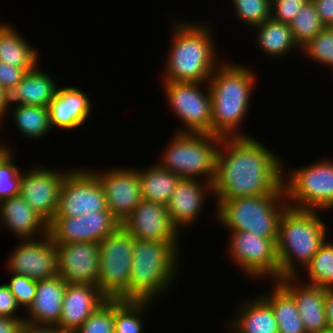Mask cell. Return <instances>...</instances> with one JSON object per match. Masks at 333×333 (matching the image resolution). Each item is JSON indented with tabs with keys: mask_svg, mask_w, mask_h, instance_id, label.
Masks as SVG:
<instances>
[{
	"mask_svg": "<svg viewBox=\"0 0 333 333\" xmlns=\"http://www.w3.org/2000/svg\"><path fill=\"white\" fill-rule=\"evenodd\" d=\"M97 286L108 300H129L135 238L121 225L100 243Z\"/></svg>",
	"mask_w": 333,
	"mask_h": 333,
	"instance_id": "9",
	"label": "cell"
},
{
	"mask_svg": "<svg viewBox=\"0 0 333 333\" xmlns=\"http://www.w3.org/2000/svg\"><path fill=\"white\" fill-rule=\"evenodd\" d=\"M248 300L239 305L241 307L227 323L230 333H278L270 303L261 294Z\"/></svg>",
	"mask_w": 333,
	"mask_h": 333,
	"instance_id": "24",
	"label": "cell"
},
{
	"mask_svg": "<svg viewBox=\"0 0 333 333\" xmlns=\"http://www.w3.org/2000/svg\"><path fill=\"white\" fill-rule=\"evenodd\" d=\"M319 213L320 211L287 207L280 216L276 242L279 279L300 276L302 270L311 262L312 257L325 242L326 235L331 230L328 229Z\"/></svg>",
	"mask_w": 333,
	"mask_h": 333,
	"instance_id": "5",
	"label": "cell"
},
{
	"mask_svg": "<svg viewBox=\"0 0 333 333\" xmlns=\"http://www.w3.org/2000/svg\"><path fill=\"white\" fill-rule=\"evenodd\" d=\"M154 302L150 300H114V333H143L145 312L146 310L149 312L151 305L155 304Z\"/></svg>",
	"mask_w": 333,
	"mask_h": 333,
	"instance_id": "31",
	"label": "cell"
},
{
	"mask_svg": "<svg viewBox=\"0 0 333 333\" xmlns=\"http://www.w3.org/2000/svg\"><path fill=\"white\" fill-rule=\"evenodd\" d=\"M90 170L99 180L109 211L121 223L142 201L137 168L115 167Z\"/></svg>",
	"mask_w": 333,
	"mask_h": 333,
	"instance_id": "15",
	"label": "cell"
},
{
	"mask_svg": "<svg viewBox=\"0 0 333 333\" xmlns=\"http://www.w3.org/2000/svg\"><path fill=\"white\" fill-rule=\"evenodd\" d=\"M303 272H306L304 275L309 278L303 282L333 288V241L325 240Z\"/></svg>",
	"mask_w": 333,
	"mask_h": 333,
	"instance_id": "33",
	"label": "cell"
},
{
	"mask_svg": "<svg viewBox=\"0 0 333 333\" xmlns=\"http://www.w3.org/2000/svg\"><path fill=\"white\" fill-rule=\"evenodd\" d=\"M12 108V109H11ZM11 110V111H10ZM13 115L17 130L25 139H42L51 131L48 107L11 104L7 115Z\"/></svg>",
	"mask_w": 333,
	"mask_h": 333,
	"instance_id": "30",
	"label": "cell"
},
{
	"mask_svg": "<svg viewBox=\"0 0 333 333\" xmlns=\"http://www.w3.org/2000/svg\"><path fill=\"white\" fill-rule=\"evenodd\" d=\"M301 279L299 276H288L280 278L278 282L293 296L306 333H317L328 328L326 288L305 283Z\"/></svg>",
	"mask_w": 333,
	"mask_h": 333,
	"instance_id": "19",
	"label": "cell"
},
{
	"mask_svg": "<svg viewBox=\"0 0 333 333\" xmlns=\"http://www.w3.org/2000/svg\"><path fill=\"white\" fill-rule=\"evenodd\" d=\"M248 66L223 60L208 80L212 99V134L249 137L241 124L249 111L257 75ZM240 130V131H239Z\"/></svg>",
	"mask_w": 333,
	"mask_h": 333,
	"instance_id": "3",
	"label": "cell"
},
{
	"mask_svg": "<svg viewBox=\"0 0 333 333\" xmlns=\"http://www.w3.org/2000/svg\"><path fill=\"white\" fill-rule=\"evenodd\" d=\"M255 139H222L212 183L213 201L272 194L283 185V160Z\"/></svg>",
	"mask_w": 333,
	"mask_h": 333,
	"instance_id": "1",
	"label": "cell"
},
{
	"mask_svg": "<svg viewBox=\"0 0 333 333\" xmlns=\"http://www.w3.org/2000/svg\"><path fill=\"white\" fill-rule=\"evenodd\" d=\"M309 0H271L270 17L276 21L290 24L299 10Z\"/></svg>",
	"mask_w": 333,
	"mask_h": 333,
	"instance_id": "41",
	"label": "cell"
},
{
	"mask_svg": "<svg viewBox=\"0 0 333 333\" xmlns=\"http://www.w3.org/2000/svg\"><path fill=\"white\" fill-rule=\"evenodd\" d=\"M181 248L180 241L135 239L129 300L156 301L165 296L163 294L178 280Z\"/></svg>",
	"mask_w": 333,
	"mask_h": 333,
	"instance_id": "4",
	"label": "cell"
},
{
	"mask_svg": "<svg viewBox=\"0 0 333 333\" xmlns=\"http://www.w3.org/2000/svg\"><path fill=\"white\" fill-rule=\"evenodd\" d=\"M214 203V217L224 228L250 232L260 238H278L279 219L288 207L283 185L272 194Z\"/></svg>",
	"mask_w": 333,
	"mask_h": 333,
	"instance_id": "6",
	"label": "cell"
},
{
	"mask_svg": "<svg viewBox=\"0 0 333 333\" xmlns=\"http://www.w3.org/2000/svg\"><path fill=\"white\" fill-rule=\"evenodd\" d=\"M174 133L156 164L181 178L213 183L223 137L206 133Z\"/></svg>",
	"mask_w": 333,
	"mask_h": 333,
	"instance_id": "7",
	"label": "cell"
},
{
	"mask_svg": "<svg viewBox=\"0 0 333 333\" xmlns=\"http://www.w3.org/2000/svg\"><path fill=\"white\" fill-rule=\"evenodd\" d=\"M10 231L18 240L43 238L48 234V223L20 196L0 202V228Z\"/></svg>",
	"mask_w": 333,
	"mask_h": 333,
	"instance_id": "22",
	"label": "cell"
},
{
	"mask_svg": "<svg viewBox=\"0 0 333 333\" xmlns=\"http://www.w3.org/2000/svg\"><path fill=\"white\" fill-rule=\"evenodd\" d=\"M20 306L14 298L8 285H0V317L8 319H24L21 315L16 314Z\"/></svg>",
	"mask_w": 333,
	"mask_h": 333,
	"instance_id": "42",
	"label": "cell"
},
{
	"mask_svg": "<svg viewBox=\"0 0 333 333\" xmlns=\"http://www.w3.org/2000/svg\"><path fill=\"white\" fill-rule=\"evenodd\" d=\"M114 300H107L74 333H114Z\"/></svg>",
	"mask_w": 333,
	"mask_h": 333,
	"instance_id": "38",
	"label": "cell"
},
{
	"mask_svg": "<svg viewBox=\"0 0 333 333\" xmlns=\"http://www.w3.org/2000/svg\"><path fill=\"white\" fill-rule=\"evenodd\" d=\"M294 41L302 48L307 42L317 36L325 26L320 20L316 7L309 0L289 24Z\"/></svg>",
	"mask_w": 333,
	"mask_h": 333,
	"instance_id": "34",
	"label": "cell"
},
{
	"mask_svg": "<svg viewBox=\"0 0 333 333\" xmlns=\"http://www.w3.org/2000/svg\"><path fill=\"white\" fill-rule=\"evenodd\" d=\"M141 182L142 200L166 205L179 181L178 175L162 169L156 163L143 169L137 168Z\"/></svg>",
	"mask_w": 333,
	"mask_h": 333,
	"instance_id": "29",
	"label": "cell"
},
{
	"mask_svg": "<svg viewBox=\"0 0 333 333\" xmlns=\"http://www.w3.org/2000/svg\"><path fill=\"white\" fill-rule=\"evenodd\" d=\"M317 333H333V328H326V329H323L322 331H319Z\"/></svg>",
	"mask_w": 333,
	"mask_h": 333,
	"instance_id": "50",
	"label": "cell"
},
{
	"mask_svg": "<svg viewBox=\"0 0 333 333\" xmlns=\"http://www.w3.org/2000/svg\"><path fill=\"white\" fill-rule=\"evenodd\" d=\"M27 71L0 61V85L10 93L22 80Z\"/></svg>",
	"mask_w": 333,
	"mask_h": 333,
	"instance_id": "43",
	"label": "cell"
},
{
	"mask_svg": "<svg viewBox=\"0 0 333 333\" xmlns=\"http://www.w3.org/2000/svg\"><path fill=\"white\" fill-rule=\"evenodd\" d=\"M325 27H333V0H312Z\"/></svg>",
	"mask_w": 333,
	"mask_h": 333,
	"instance_id": "44",
	"label": "cell"
},
{
	"mask_svg": "<svg viewBox=\"0 0 333 333\" xmlns=\"http://www.w3.org/2000/svg\"><path fill=\"white\" fill-rule=\"evenodd\" d=\"M62 183L55 216H82L109 210L102 186L90 169L72 168Z\"/></svg>",
	"mask_w": 333,
	"mask_h": 333,
	"instance_id": "12",
	"label": "cell"
},
{
	"mask_svg": "<svg viewBox=\"0 0 333 333\" xmlns=\"http://www.w3.org/2000/svg\"><path fill=\"white\" fill-rule=\"evenodd\" d=\"M10 23L0 22V61L12 66L33 70L40 63V52Z\"/></svg>",
	"mask_w": 333,
	"mask_h": 333,
	"instance_id": "26",
	"label": "cell"
},
{
	"mask_svg": "<svg viewBox=\"0 0 333 333\" xmlns=\"http://www.w3.org/2000/svg\"><path fill=\"white\" fill-rule=\"evenodd\" d=\"M23 319L0 317V333H21Z\"/></svg>",
	"mask_w": 333,
	"mask_h": 333,
	"instance_id": "46",
	"label": "cell"
},
{
	"mask_svg": "<svg viewBox=\"0 0 333 333\" xmlns=\"http://www.w3.org/2000/svg\"><path fill=\"white\" fill-rule=\"evenodd\" d=\"M121 226L141 241H181L183 237L172 224L166 205L147 200H142Z\"/></svg>",
	"mask_w": 333,
	"mask_h": 333,
	"instance_id": "16",
	"label": "cell"
},
{
	"mask_svg": "<svg viewBox=\"0 0 333 333\" xmlns=\"http://www.w3.org/2000/svg\"><path fill=\"white\" fill-rule=\"evenodd\" d=\"M10 282L6 283L20 308L26 311L33 303L36 294L37 281L24 275L10 273Z\"/></svg>",
	"mask_w": 333,
	"mask_h": 333,
	"instance_id": "40",
	"label": "cell"
},
{
	"mask_svg": "<svg viewBox=\"0 0 333 333\" xmlns=\"http://www.w3.org/2000/svg\"><path fill=\"white\" fill-rule=\"evenodd\" d=\"M90 242H101L111 235L121 223L109 210L90 212L88 214Z\"/></svg>",
	"mask_w": 333,
	"mask_h": 333,
	"instance_id": "39",
	"label": "cell"
},
{
	"mask_svg": "<svg viewBox=\"0 0 333 333\" xmlns=\"http://www.w3.org/2000/svg\"><path fill=\"white\" fill-rule=\"evenodd\" d=\"M231 5L235 18L249 29L270 18V0H231Z\"/></svg>",
	"mask_w": 333,
	"mask_h": 333,
	"instance_id": "37",
	"label": "cell"
},
{
	"mask_svg": "<svg viewBox=\"0 0 333 333\" xmlns=\"http://www.w3.org/2000/svg\"><path fill=\"white\" fill-rule=\"evenodd\" d=\"M107 300L98 286L68 283L62 314L57 326L66 333L76 332L83 322Z\"/></svg>",
	"mask_w": 333,
	"mask_h": 333,
	"instance_id": "21",
	"label": "cell"
},
{
	"mask_svg": "<svg viewBox=\"0 0 333 333\" xmlns=\"http://www.w3.org/2000/svg\"><path fill=\"white\" fill-rule=\"evenodd\" d=\"M273 283L272 290L261 295L271 305L278 333H306L293 296L278 281Z\"/></svg>",
	"mask_w": 333,
	"mask_h": 333,
	"instance_id": "28",
	"label": "cell"
},
{
	"mask_svg": "<svg viewBox=\"0 0 333 333\" xmlns=\"http://www.w3.org/2000/svg\"><path fill=\"white\" fill-rule=\"evenodd\" d=\"M21 333H66L57 325H36L33 323L23 322Z\"/></svg>",
	"mask_w": 333,
	"mask_h": 333,
	"instance_id": "45",
	"label": "cell"
},
{
	"mask_svg": "<svg viewBox=\"0 0 333 333\" xmlns=\"http://www.w3.org/2000/svg\"><path fill=\"white\" fill-rule=\"evenodd\" d=\"M15 153L14 150L7 149L0 156V202L20 193L23 170L15 162Z\"/></svg>",
	"mask_w": 333,
	"mask_h": 333,
	"instance_id": "35",
	"label": "cell"
},
{
	"mask_svg": "<svg viewBox=\"0 0 333 333\" xmlns=\"http://www.w3.org/2000/svg\"><path fill=\"white\" fill-rule=\"evenodd\" d=\"M253 29L255 34L254 43L258 45L262 54L268 57L285 58V55L293 50L301 51V48L294 41L292 30L289 24L282 23L272 19L265 20L262 24L256 25ZM293 49V50H292ZM291 51V52H290Z\"/></svg>",
	"mask_w": 333,
	"mask_h": 333,
	"instance_id": "27",
	"label": "cell"
},
{
	"mask_svg": "<svg viewBox=\"0 0 333 333\" xmlns=\"http://www.w3.org/2000/svg\"><path fill=\"white\" fill-rule=\"evenodd\" d=\"M48 234L55 243L90 242L88 214L55 216L48 224Z\"/></svg>",
	"mask_w": 333,
	"mask_h": 333,
	"instance_id": "32",
	"label": "cell"
},
{
	"mask_svg": "<svg viewBox=\"0 0 333 333\" xmlns=\"http://www.w3.org/2000/svg\"><path fill=\"white\" fill-rule=\"evenodd\" d=\"M92 108L90 97L79 87L60 86L48 105L50 127L66 131L82 127L92 115Z\"/></svg>",
	"mask_w": 333,
	"mask_h": 333,
	"instance_id": "20",
	"label": "cell"
},
{
	"mask_svg": "<svg viewBox=\"0 0 333 333\" xmlns=\"http://www.w3.org/2000/svg\"><path fill=\"white\" fill-rule=\"evenodd\" d=\"M301 53L308 59L323 64L333 72V27H325L317 36L307 42Z\"/></svg>",
	"mask_w": 333,
	"mask_h": 333,
	"instance_id": "36",
	"label": "cell"
},
{
	"mask_svg": "<svg viewBox=\"0 0 333 333\" xmlns=\"http://www.w3.org/2000/svg\"><path fill=\"white\" fill-rule=\"evenodd\" d=\"M314 162L287 171L288 174L283 167L288 207L323 212L333 209V160L324 157Z\"/></svg>",
	"mask_w": 333,
	"mask_h": 333,
	"instance_id": "8",
	"label": "cell"
},
{
	"mask_svg": "<svg viewBox=\"0 0 333 333\" xmlns=\"http://www.w3.org/2000/svg\"><path fill=\"white\" fill-rule=\"evenodd\" d=\"M325 314L329 328H333V288H326Z\"/></svg>",
	"mask_w": 333,
	"mask_h": 333,
	"instance_id": "48",
	"label": "cell"
},
{
	"mask_svg": "<svg viewBox=\"0 0 333 333\" xmlns=\"http://www.w3.org/2000/svg\"><path fill=\"white\" fill-rule=\"evenodd\" d=\"M229 258L249 278L279 280L277 238H260L244 231H229Z\"/></svg>",
	"mask_w": 333,
	"mask_h": 333,
	"instance_id": "11",
	"label": "cell"
},
{
	"mask_svg": "<svg viewBox=\"0 0 333 333\" xmlns=\"http://www.w3.org/2000/svg\"><path fill=\"white\" fill-rule=\"evenodd\" d=\"M208 195L214 199L211 182L189 178H182L179 181L166 208L172 224L181 234L182 230L191 227L195 220H198Z\"/></svg>",
	"mask_w": 333,
	"mask_h": 333,
	"instance_id": "18",
	"label": "cell"
},
{
	"mask_svg": "<svg viewBox=\"0 0 333 333\" xmlns=\"http://www.w3.org/2000/svg\"><path fill=\"white\" fill-rule=\"evenodd\" d=\"M162 82L169 108L183 123L175 132L212 134V99L208 83Z\"/></svg>",
	"mask_w": 333,
	"mask_h": 333,
	"instance_id": "10",
	"label": "cell"
},
{
	"mask_svg": "<svg viewBox=\"0 0 333 333\" xmlns=\"http://www.w3.org/2000/svg\"><path fill=\"white\" fill-rule=\"evenodd\" d=\"M19 242L6 259L8 273L24 275L36 281L58 275V251L49 234Z\"/></svg>",
	"mask_w": 333,
	"mask_h": 333,
	"instance_id": "13",
	"label": "cell"
},
{
	"mask_svg": "<svg viewBox=\"0 0 333 333\" xmlns=\"http://www.w3.org/2000/svg\"><path fill=\"white\" fill-rule=\"evenodd\" d=\"M10 95L9 92L6 91L1 85H0V129H3L2 121L4 117H7L8 109L10 108Z\"/></svg>",
	"mask_w": 333,
	"mask_h": 333,
	"instance_id": "47",
	"label": "cell"
},
{
	"mask_svg": "<svg viewBox=\"0 0 333 333\" xmlns=\"http://www.w3.org/2000/svg\"><path fill=\"white\" fill-rule=\"evenodd\" d=\"M69 172L65 169L52 170L39 164L22 172L19 195L48 224L55 217L61 186Z\"/></svg>",
	"mask_w": 333,
	"mask_h": 333,
	"instance_id": "14",
	"label": "cell"
},
{
	"mask_svg": "<svg viewBox=\"0 0 333 333\" xmlns=\"http://www.w3.org/2000/svg\"><path fill=\"white\" fill-rule=\"evenodd\" d=\"M208 22H171V48L161 81L208 83L219 59L214 31ZM221 61V62H220Z\"/></svg>",
	"mask_w": 333,
	"mask_h": 333,
	"instance_id": "2",
	"label": "cell"
},
{
	"mask_svg": "<svg viewBox=\"0 0 333 333\" xmlns=\"http://www.w3.org/2000/svg\"><path fill=\"white\" fill-rule=\"evenodd\" d=\"M2 142H3V140L0 141V156H1V155H2L7 149H9V150H13V148H11L9 144L7 145L5 142H4V143H2Z\"/></svg>",
	"mask_w": 333,
	"mask_h": 333,
	"instance_id": "49",
	"label": "cell"
},
{
	"mask_svg": "<svg viewBox=\"0 0 333 333\" xmlns=\"http://www.w3.org/2000/svg\"><path fill=\"white\" fill-rule=\"evenodd\" d=\"M38 65L27 71L18 85L10 91V103L48 107L55 97L57 89L56 80L48 72L41 70Z\"/></svg>",
	"mask_w": 333,
	"mask_h": 333,
	"instance_id": "25",
	"label": "cell"
},
{
	"mask_svg": "<svg viewBox=\"0 0 333 333\" xmlns=\"http://www.w3.org/2000/svg\"><path fill=\"white\" fill-rule=\"evenodd\" d=\"M67 282L59 275L37 281L33 303L26 310L23 322L36 325H58L62 314Z\"/></svg>",
	"mask_w": 333,
	"mask_h": 333,
	"instance_id": "23",
	"label": "cell"
},
{
	"mask_svg": "<svg viewBox=\"0 0 333 333\" xmlns=\"http://www.w3.org/2000/svg\"><path fill=\"white\" fill-rule=\"evenodd\" d=\"M58 275L70 284L97 286L99 242L56 243Z\"/></svg>",
	"mask_w": 333,
	"mask_h": 333,
	"instance_id": "17",
	"label": "cell"
}]
</instances>
